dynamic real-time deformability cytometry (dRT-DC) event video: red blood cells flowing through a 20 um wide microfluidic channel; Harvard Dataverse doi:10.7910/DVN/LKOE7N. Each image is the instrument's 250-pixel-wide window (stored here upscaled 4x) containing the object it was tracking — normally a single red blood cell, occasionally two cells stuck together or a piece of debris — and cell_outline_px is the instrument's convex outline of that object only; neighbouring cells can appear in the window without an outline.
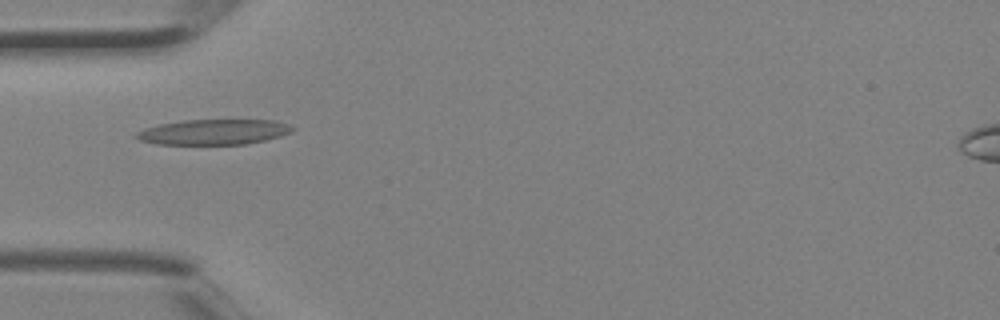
{"species": "Egyptian fruit bat (a non-hibernating species)", "species_latin": "Rousettus aegyptiacus", "temperature_condition": "room temperature", "stored_images_in_passage": 2, "camera_frame_rate_fps": 3000, "um_per_image_px": 0.085, "animal": {"sex": "female"}, "frame": {"image": 1, "passage_image": 2, "time_ms": 0.333, "image_size_px": [1000, 320], "cell_outline_px": [[296, 128], [292, 132], [280, 136], [264, 140], [244, 144], [156, 144], [140, 140], [136, 136], [136, 132], [144, 128], [160, 124], [184, 120], [272, 120], [288, 124]], "centroid_in_image_um": [18.17, 11.21], "position_along_channel_um": 66.8, "area_um2": 22.89}}